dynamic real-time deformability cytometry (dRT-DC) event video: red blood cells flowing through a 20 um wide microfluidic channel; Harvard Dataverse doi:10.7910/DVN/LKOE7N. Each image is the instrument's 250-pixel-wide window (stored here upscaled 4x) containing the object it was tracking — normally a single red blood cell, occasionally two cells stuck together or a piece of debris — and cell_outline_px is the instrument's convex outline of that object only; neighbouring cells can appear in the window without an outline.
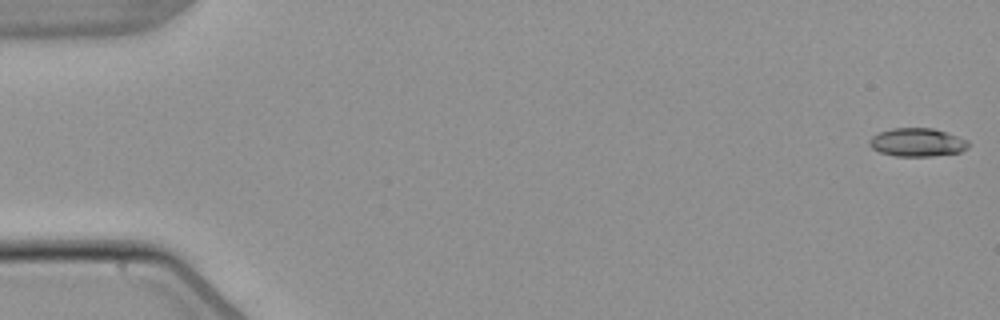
{"species": "common noctule bat (a hibernating species)", "species_latin": "Nyctalus noctula", "temperature_condition": "warm", "stored_images_in_passage": 4, "camera_frame_rate_fps": 3000, "um_per_image_px": 0.085, "animal": {"sex": "male", "body_mass_g": 21.5, "forearm_length_mm": 52.0}, "frame": {"image": 1, "passage_image": 1, "time_ms": 0.0, "image_size_px": [1000, 320], "cell_outline_px": [[968, 148], [960, 152], [932, 156], [896, 156], [880, 152], [872, 148], [868, 144], [868, 140], [872, 136], [880, 132], [892, 128], [932, 128], [968, 140]], "centroid_in_image_um": [77.94, 12.1], "position_along_channel_um": 7.1, "area_um2": 16.24}}
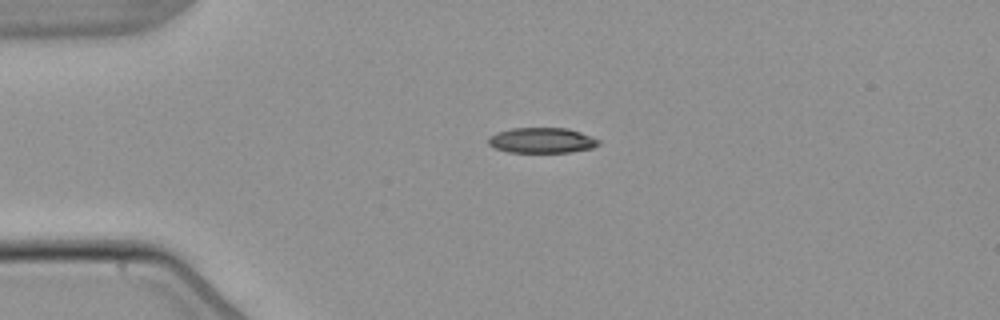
{"frame": {"image": 2, "passage_image": 3, "time_ms": 4.0, "image_size_px": [1000, 320], "cell_outline_px": [[600, 144], [592, 148], [568, 152], [508, 152], [496, 148], [488, 144], [488, 136], [496, 132], [512, 128], [568, 128], [592, 136], [600, 140]], "centroid_in_image_um": [46.05, 11.92], "position_along_channel_um": 38.9, "area_um2": 16.36}}